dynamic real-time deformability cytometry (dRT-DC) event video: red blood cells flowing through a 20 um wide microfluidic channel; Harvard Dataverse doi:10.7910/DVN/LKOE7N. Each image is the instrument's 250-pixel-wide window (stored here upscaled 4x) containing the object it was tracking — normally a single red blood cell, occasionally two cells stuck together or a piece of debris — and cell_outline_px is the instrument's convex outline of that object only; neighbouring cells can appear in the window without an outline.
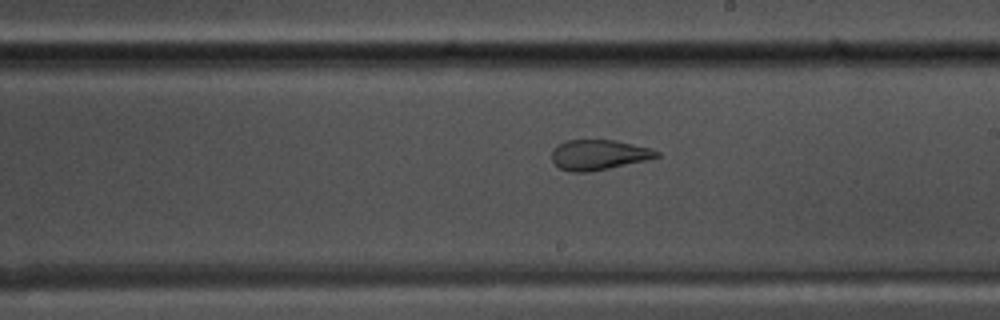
{"species": "common noctule bat (a hibernating species)", "species_latin": "Nyctalus noctula", "temperature_condition": "warm", "stored_images_in_passage": 50, "camera_frame_rate_fps": 3000, "um_per_image_px": 0.085, "animal": {"sex": "male", "body_mass_g": 17.5, "forearm_length_mm": 52.3}, "frame": {"image": 1, "passage_image": 27, "time_ms": 8.667, "image_size_px": [1000, 320], "cell_outline_px": [[660, 156], [648, 160], [588, 172], [572, 172], [560, 168], [552, 160], [552, 148], [568, 140], [616, 140], [652, 148], [660, 152]], "centroid_in_image_um": [50.92, 13.15], "position_along_channel_um": 238.1, "area_um2": 18.44}}
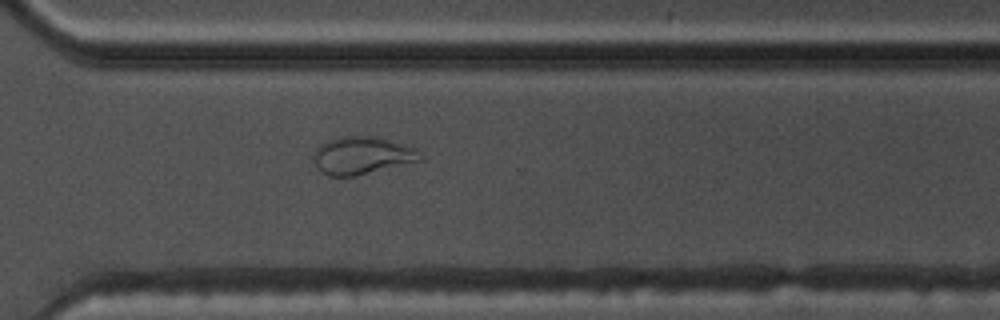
{"frame": {"image": 2, "passage_image": 35, "time_ms": 11.333, "image_size_px": [1000, 320], "cell_outline_px": [[424, 160], [356, 176], [328, 176], [316, 164], [316, 148], [320, 144], [328, 140], [344, 136], [376, 136], [416, 148], [424, 156]], "centroid_in_image_um": [30.86, 13.21], "position_along_channel_um": 339.7, "area_um2": 23.24}}
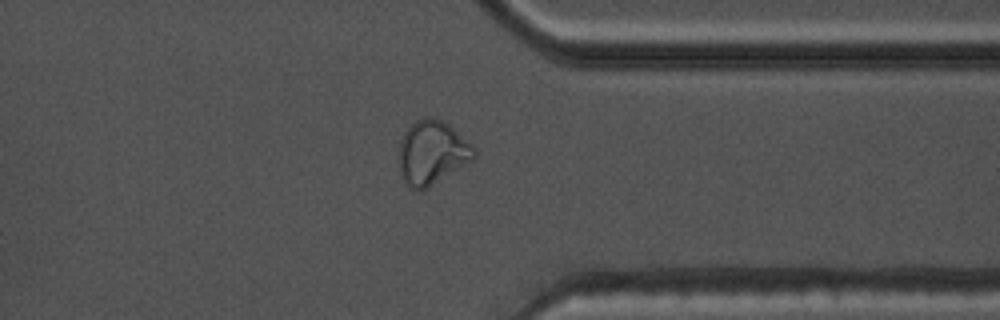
{"frame": {"image": 3, "passage_image": 38, "time_ms": 12.333, "image_size_px": [1000, 320], "cell_outline_px": [[476, 156], [472, 160], [420, 192], [404, 184], [400, 172], [400, 144], [404, 132], [416, 120], [424, 116], [428, 116], [440, 120], [448, 124], [472, 144], [476, 148]], "centroid_in_image_um": [36.72, 12.97], "position_along_channel_um": 374.7, "area_um2": 27.74}, "authors_computed_cell_mechanics": {"area_um2": 24.1315, "velocity_mm_per_s": 3.8118, "shape_relaxation_time_tau1_ms": null, "shape_relaxation_time_tau2_ms": 1.2666, "deformation_change_tau1": null, "deformation_change_tau2": 0.0925}}